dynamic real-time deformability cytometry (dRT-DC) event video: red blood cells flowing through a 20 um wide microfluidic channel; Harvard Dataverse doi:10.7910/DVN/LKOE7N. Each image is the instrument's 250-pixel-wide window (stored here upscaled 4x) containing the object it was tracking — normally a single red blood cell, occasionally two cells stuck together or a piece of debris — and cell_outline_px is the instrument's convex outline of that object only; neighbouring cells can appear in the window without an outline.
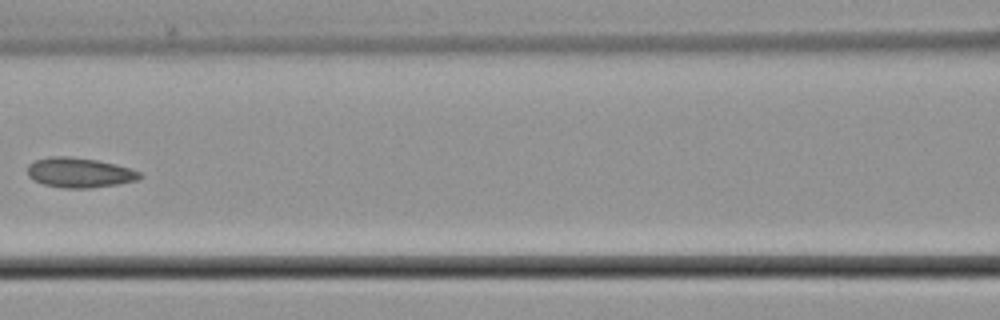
{"species": "common noctule bat (a hibernating species)", "species_latin": "Nyctalus noctula", "temperature_condition": "cold", "stored_images_in_passage": 6, "camera_frame_rate_fps": 3000, "um_per_image_px": 0.085, "animal": {"sex": "male", "body_mass_g": 21.5, "forearm_length_mm": 52.0}, "frame": {"image": 1, "passage_image": 6, "time_ms": 6.333, "image_size_px": [1000, 320], "cell_outline_px": [[144, 176], [136, 180], [116, 184], [92, 188], [64, 188], [44, 184], [32, 180], [28, 176], [28, 164], [36, 160], [48, 156], [68, 156], [96, 160], [116, 164], [140, 172]], "centroid_in_image_um": [6.73, 14.67], "position_along_channel_um": 159.9, "area_um2": 19.54}}